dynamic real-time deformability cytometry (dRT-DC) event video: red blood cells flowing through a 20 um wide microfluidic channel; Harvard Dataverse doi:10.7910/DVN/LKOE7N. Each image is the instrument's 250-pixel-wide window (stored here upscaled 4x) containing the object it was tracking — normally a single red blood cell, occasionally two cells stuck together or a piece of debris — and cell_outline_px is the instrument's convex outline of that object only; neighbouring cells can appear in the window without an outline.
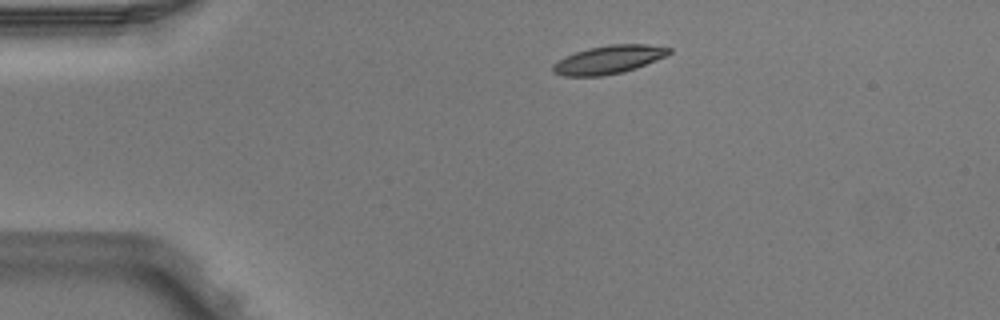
{"species": "Egyptian fruit bat (a non-hibernating species)", "species_latin": "Rousettus aegyptiacus", "temperature_condition": "warm", "stored_images_in_passage": 3, "camera_frame_rate_fps": 3000, "um_per_image_px": 0.085, "animal": {"sex": "male"}, "frame": {"image": 1, "passage_image": 1, "time_ms": 0.0, "image_size_px": [1000, 320], "cell_outline_px": [[672, 52], [668, 56], [636, 68], [624, 72], [600, 76], [564, 76], [552, 72], [552, 64], [564, 56], [588, 48], [608, 44], [648, 44], [672, 48]], "centroid_in_image_um": [51.76, 5.06], "position_along_channel_um": 33.2, "area_um2": 19.42}}
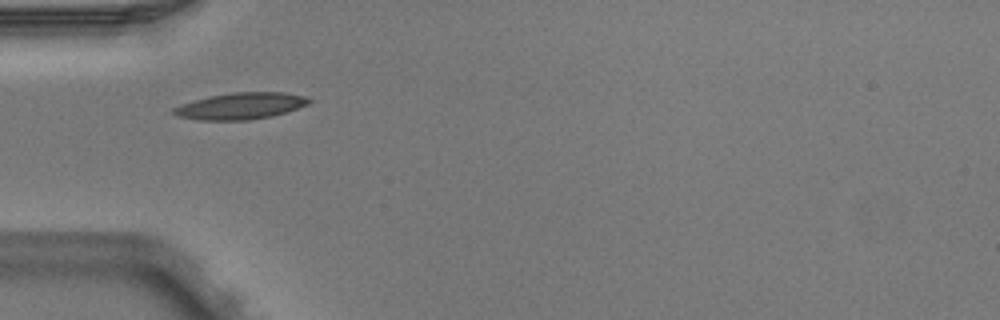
{"frame": {"image": 2, "passage_image": 2, "time_ms": 0.333, "image_size_px": [1000, 320], "cell_outline_px": [[312, 100], [308, 104], [272, 116], [248, 120], [200, 120], [176, 116], [172, 112], [172, 108], [180, 104], [212, 96], [232, 92], [284, 92], [308, 96]], "centroid_in_image_um": [20.46, 9.0], "position_along_channel_um": 64.5, "area_um2": 20.87}}
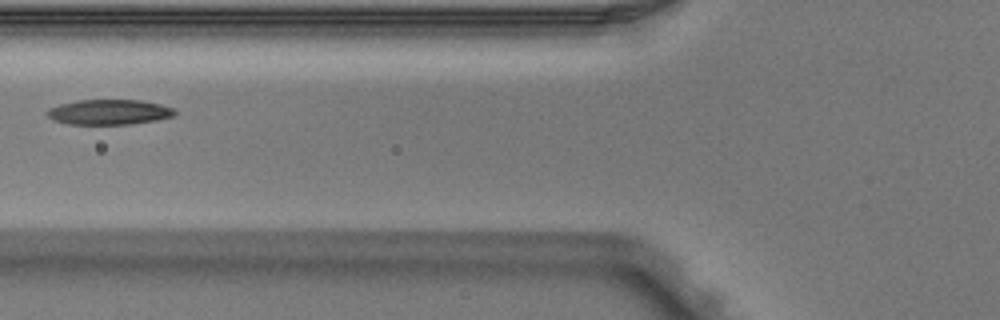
{"frame": {"image": 3, "passage_image": 3, "time_ms": 0.667, "image_size_px": [1000, 320], "cell_outline_px": [[176, 112], [172, 116], [156, 120], [128, 124], [68, 124], [52, 120], [44, 112], [48, 108], [60, 104], [76, 100], [144, 100], [160, 104], [172, 108]], "centroid_in_image_um": [9.21, 9.52], "position_along_channel_um": 116.6, "area_um2": 18.73}}